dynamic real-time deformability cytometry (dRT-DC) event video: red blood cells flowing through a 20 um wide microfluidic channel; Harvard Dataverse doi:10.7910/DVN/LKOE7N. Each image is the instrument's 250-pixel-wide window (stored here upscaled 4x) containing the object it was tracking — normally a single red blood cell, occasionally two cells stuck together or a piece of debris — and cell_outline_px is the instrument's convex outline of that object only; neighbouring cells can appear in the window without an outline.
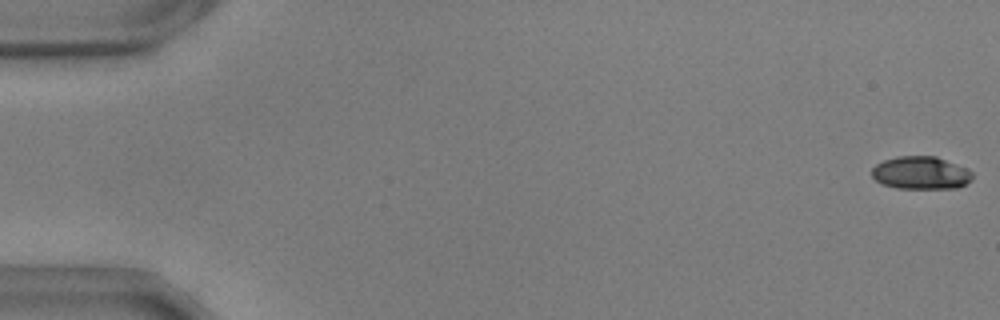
{"species": "common noctule bat (a hibernating species)", "species_latin": "Nyctalus noctula", "temperature_condition": "warm", "stored_images_in_passage": 56, "camera_frame_rate_fps": 3000, "um_per_image_px": 0.085, "animal": {"sex": "male", "body_mass_g": 17.9, "forearm_length_mm": 54.2}, "frame": {"image": 1, "passage_image": 1, "time_ms": 0.0, "image_size_px": [1000, 320], "cell_outline_px": [[972, 180], [956, 188], [896, 188], [880, 184], [872, 176], [872, 168], [876, 164], [884, 160], [896, 156], [936, 156], [956, 164], [972, 172]], "centroid_in_image_um": [78.23, 14.69], "position_along_channel_um": 6.8, "area_um2": 19.19}}
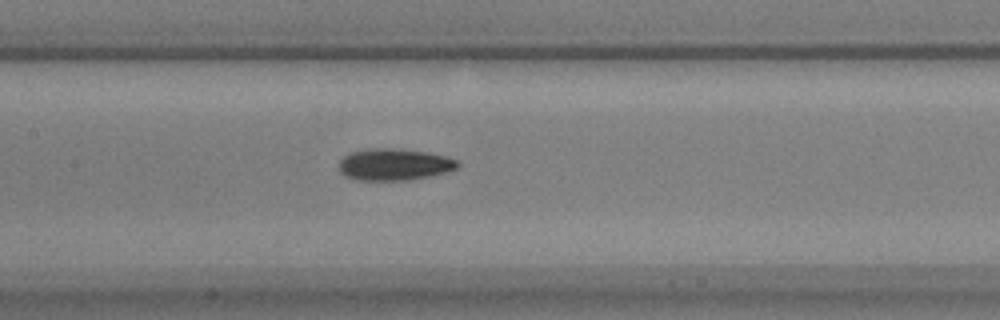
{"frame": {"image": 2, "passage_image": 27, "time_ms": 8.667, "image_size_px": [1000, 320], "cell_outline_px": [[460, 168], [448, 172], [432, 176], [412, 180], [356, 180], [344, 176], [340, 172], [340, 160], [348, 152], [368, 148], [392, 148], [428, 152], [460, 160]], "centroid_in_image_um": [33.55, 13.98], "position_along_channel_um": 173.9, "area_um2": 22.43}}
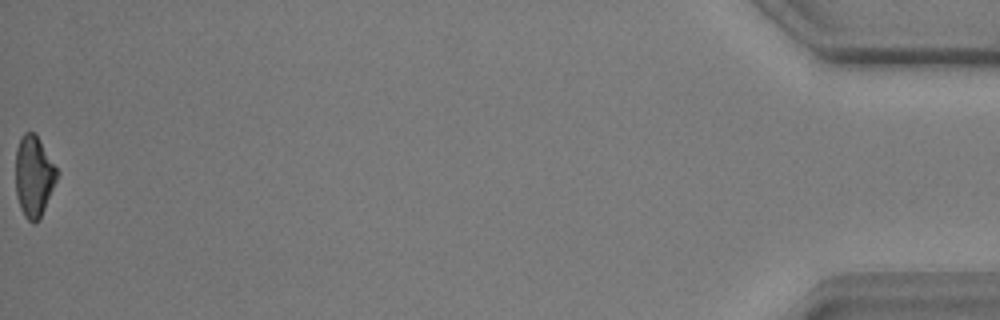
{"frame": {"image": 3, "passage_image": 56, "time_ms": 18.333, "image_size_px": [1000, 320], "cell_outline_px": [[60, 172], [40, 220], [36, 224], [32, 224], [24, 216], [20, 208], [16, 196], [16, 148], [20, 136], [24, 132], [32, 132], [40, 140]], "centroid_in_image_um": [2.88, 15.01], "position_along_channel_um": 432.3, "area_um2": 19.88}, "authors_computed_cell_mechanics": {"area_um2": 20.2878, "velocity_mm_per_s": 3.6648, "shape_relaxation_time_tau1_ms": 3.2942, "shape_relaxation_time_tau2_ms": 6.954, "deformation_change_tau1": 0.1309, "deformation_change_tau2": 0.1512}}